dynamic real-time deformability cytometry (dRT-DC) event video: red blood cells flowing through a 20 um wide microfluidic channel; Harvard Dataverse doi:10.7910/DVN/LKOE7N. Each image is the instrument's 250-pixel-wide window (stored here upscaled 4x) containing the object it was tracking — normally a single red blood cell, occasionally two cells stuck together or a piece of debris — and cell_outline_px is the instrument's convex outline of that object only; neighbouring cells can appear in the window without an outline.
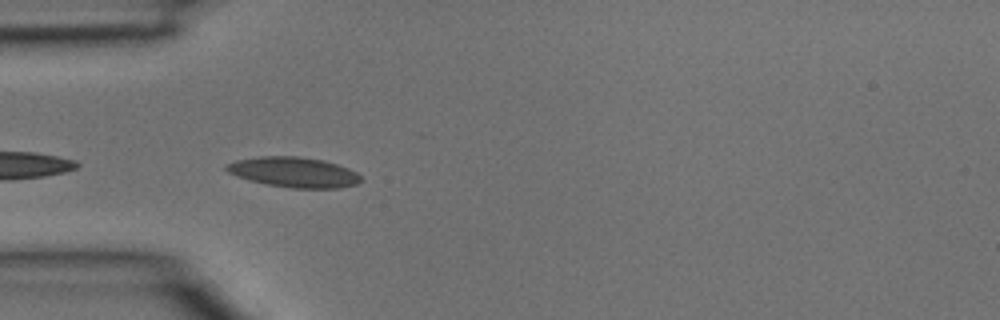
{"species": "common noctule bat (a hibernating species)", "species_latin": "Nyctalus noctula", "temperature_condition": "room temperature", "stored_images_in_passage": 14, "camera_frame_rate_fps": 3000, "um_per_image_px": 0.085, "animal": {"sex": "male", "body_mass_g": 15.6}, "frame": {"image": 1, "passage_image": 12, "time_ms": 3.667, "image_size_px": [1000, 320], "cell_outline_px": [[364, 180], [356, 184], [340, 188], [292, 188], [268, 184], [252, 180], [228, 172], [224, 168], [228, 164], [236, 160], [260, 156], [300, 156], [324, 160], [348, 168], [356, 172]], "centroid_in_image_um": [25.03, 14.63], "position_along_channel_um": 60.0, "area_um2": 23.47}}